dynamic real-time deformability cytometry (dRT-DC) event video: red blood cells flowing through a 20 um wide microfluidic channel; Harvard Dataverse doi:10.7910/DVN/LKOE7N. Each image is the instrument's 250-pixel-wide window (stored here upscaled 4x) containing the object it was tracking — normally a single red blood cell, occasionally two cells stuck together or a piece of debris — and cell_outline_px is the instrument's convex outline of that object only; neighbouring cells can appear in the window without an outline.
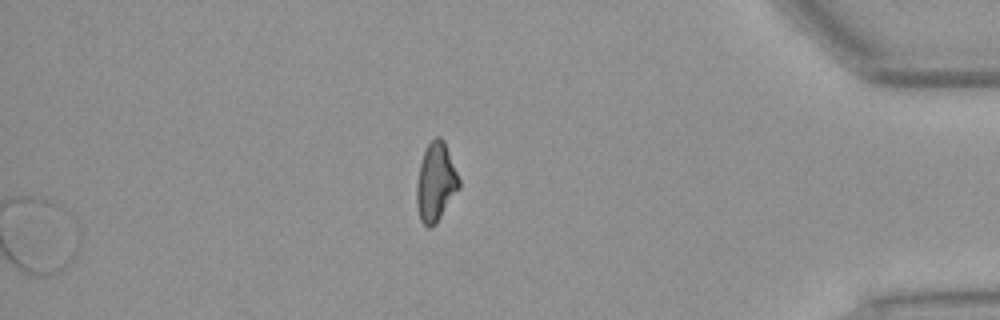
{"species": "Egyptian fruit bat (a non-hibernating species)", "species_latin": "Rousettus aegyptiacus", "temperature_condition": "warm", "stored_images_in_passage": 32, "segment_of_instrument_passage": [3, 3], "camera_frame_rate_fps": 3000, "um_per_image_px": 0.085, "animal": {"sex": "female"}, "frame": {"image": 1, "passage_image": 32, "time_ms": 10.333, "image_size_px": [1000, 320], "cell_outline_px": [[460, 188], [440, 216], [428, 228], [420, 220], [416, 204], [416, 184], [420, 164], [424, 152], [428, 144], [436, 136], [440, 136], [444, 140], [460, 180]], "centroid_in_image_um": [37.03, 15.45], "position_along_channel_um": 398.2, "area_um2": 19.13}}